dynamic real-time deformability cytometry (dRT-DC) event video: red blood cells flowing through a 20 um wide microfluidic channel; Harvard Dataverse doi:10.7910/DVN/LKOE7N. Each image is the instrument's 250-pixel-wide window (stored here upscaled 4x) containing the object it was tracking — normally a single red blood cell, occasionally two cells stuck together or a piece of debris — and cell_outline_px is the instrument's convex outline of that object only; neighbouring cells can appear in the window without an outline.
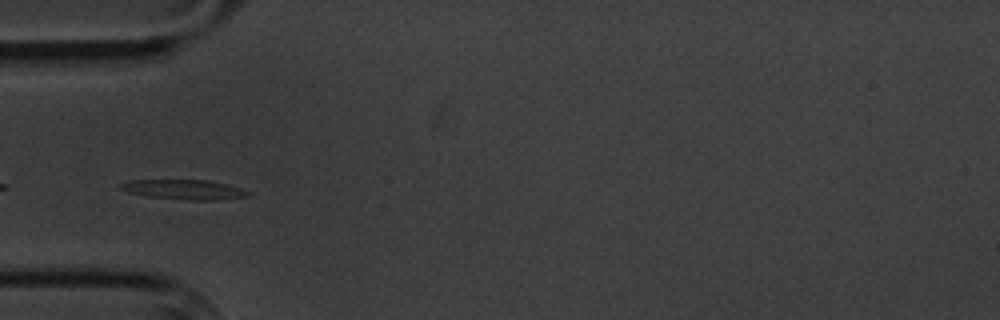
{"species": "common noctule bat (a hibernating species)", "species_latin": "Nyctalus noctula", "temperature_condition": "cold", "stored_images_in_passage": 8, "camera_frame_rate_fps": 3000, "um_per_image_px": 0.085, "animal": {"sex": "male", "body_mass_g": 20.1, "forearm_length_mm": 53.5}, "frame": {"image": 1, "passage_image": 3, "time_ms": 2.333, "image_size_px": [1000, 320], "cell_outline_px": [[252, 196], [216, 200], [188, 200], [148, 196], [128, 192], [120, 188], [120, 184], [128, 180], [208, 180], [228, 184], [252, 192]], "centroid_in_image_um": [15.72, 16.11], "position_along_channel_um": 69.3, "area_um2": 14.74}}
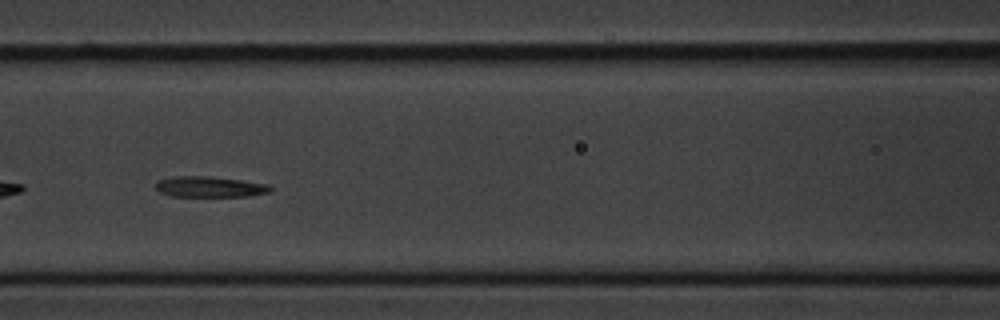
{"frame": {"image": 2, "passage_image": 5, "time_ms": 4.667, "image_size_px": [1000, 320], "cell_outline_px": [[272, 192], [248, 196], [172, 196], [160, 192], [156, 188], [156, 180], [172, 176], [212, 176], [268, 184], [272, 188]], "centroid_in_image_um": [17.82, 15.87], "position_along_channel_um": 148.8, "area_um2": 13.93}}
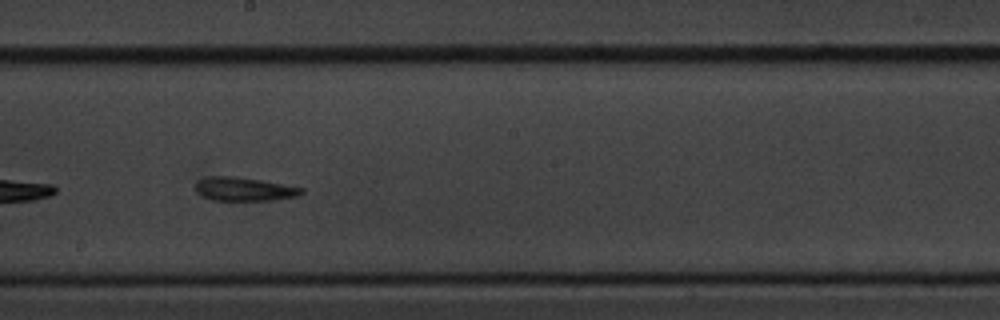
{"frame": {"image": 3, "passage_image": 7, "time_ms": 7.0, "image_size_px": [1000, 320], "cell_outline_px": [[304, 192], [296, 196], [272, 200], [212, 200], [196, 192], [196, 184], [204, 176], [232, 176], [260, 180], [304, 188]], "centroid_in_image_um": [20.73, 16.07], "position_along_channel_um": 227.5, "area_um2": 14.39}}